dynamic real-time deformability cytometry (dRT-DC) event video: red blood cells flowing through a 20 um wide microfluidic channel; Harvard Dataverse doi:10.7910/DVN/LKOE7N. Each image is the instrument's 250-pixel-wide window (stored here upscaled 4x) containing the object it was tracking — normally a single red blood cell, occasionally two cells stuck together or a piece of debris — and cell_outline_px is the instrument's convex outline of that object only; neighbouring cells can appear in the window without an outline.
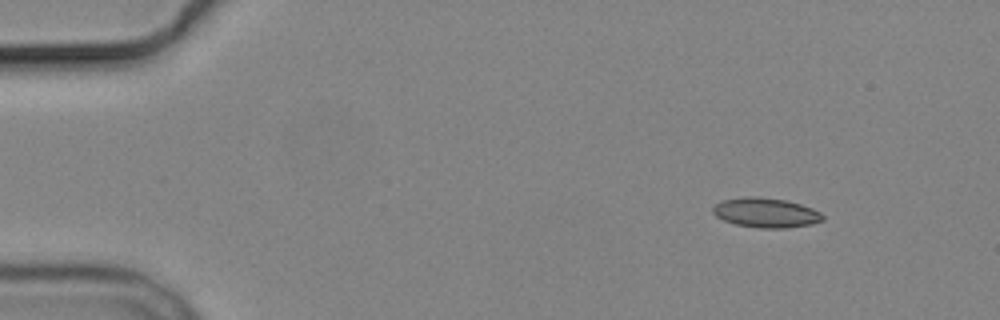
{"species": "common noctule bat (a hibernating species)", "species_latin": "Nyctalus noctula", "temperature_condition": "cold", "stored_images_in_passage": 4, "camera_frame_rate_fps": 3000, "um_per_image_px": 0.085, "animal": {"sex": "male", "body_mass_g": 19.2, "forearm_length_mm": 51.8}, "frame": {"image": 1, "passage_image": 1, "time_ms": 0.0, "image_size_px": [1000, 320], "cell_outline_px": [[824, 220], [812, 224], [784, 228], [760, 228], [736, 224], [724, 220], [716, 216], [712, 212], [712, 208], [720, 200], [744, 196], [752, 196], [784, 200], [800, 204], [812, 208], [820, 212], [824, 216]], "centroid_in_image_um": [65.08, 18.07], "position_along_channel_um": 19.9, "area_um2": 18.96}}
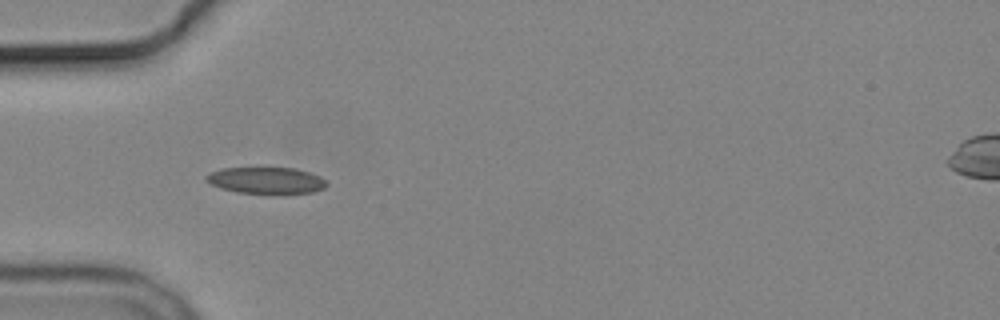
{"frame": {"image": 2, "passage_image": 4, "time_ms": 3.667, "image_size_px": [1000, 320], "cell_outline_px": [[328, 184], [324, 188], [312, 192], [236, 192], [220, 188], [204, 180], [204, 176], [220, 168], [296, 168], [320, 176]], "centroid_in_image_um": [22.58, 15.31], "position_along_channel_um": 62.4, "area_um2": 18.15}}